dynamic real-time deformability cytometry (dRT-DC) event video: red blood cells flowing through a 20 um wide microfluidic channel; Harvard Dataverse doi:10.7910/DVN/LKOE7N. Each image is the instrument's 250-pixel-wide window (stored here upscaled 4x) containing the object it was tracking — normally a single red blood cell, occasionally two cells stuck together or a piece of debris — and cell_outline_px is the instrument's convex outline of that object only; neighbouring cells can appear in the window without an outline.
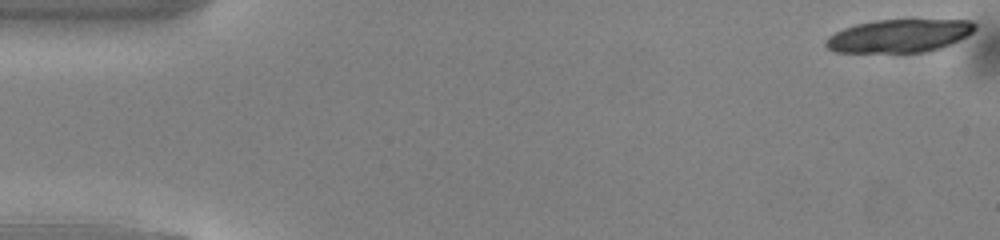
{"species": "common noctule bat (a hibernating species)", "species_latin": "Nyctalus noctula", "temperature_condition": "warm", "stored_images_in_passage": 16, "camera_frame_rate_fps": 3000, "um_per_image_px": 0.085, "animal": {"sex": "male", "body_mass_g": 13.0, "forearm_length_mm": 53.1}, "frame": {"image": 1, "passage_image": 1, "time_ms": 0.0, "image_size_px": [1000, 240], "cell_outline_px": [[976, 28], [972, 32], [940, 48], [924, 52], [836, 52], [828, 48], [824, 44], [824, 40], [828, 36], [844, 28], [856, 24], [876, 20], [972, 20], [976, 24]], "centroid_in_image_um": [76.39, 3.04], "position_along_channel_um": 8.6, "area_um2": 28.44}}